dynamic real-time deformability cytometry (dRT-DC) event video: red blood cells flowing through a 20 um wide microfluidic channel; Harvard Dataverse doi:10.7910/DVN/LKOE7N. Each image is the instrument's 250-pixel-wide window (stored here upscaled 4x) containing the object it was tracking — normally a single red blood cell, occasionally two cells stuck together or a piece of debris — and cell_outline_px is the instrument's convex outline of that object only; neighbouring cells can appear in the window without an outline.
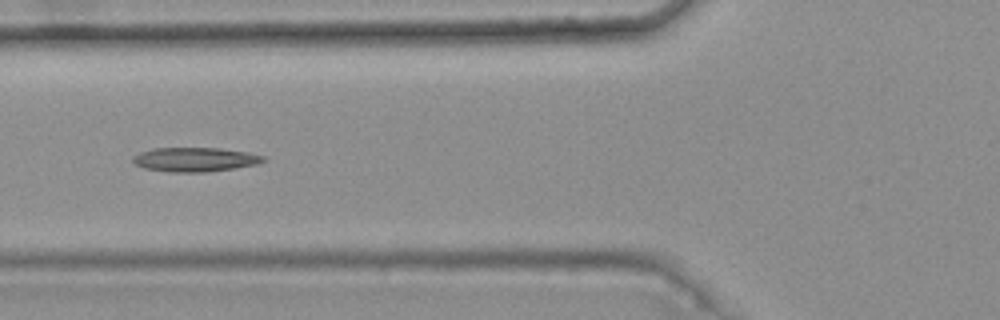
{"species": "common noctule bat (a hibernating species)", "species_latin": "Nyctalus noctula", "temperature_condition": "warm", "stored_images_in_passage": 5, "camera_frame_rate_fps": 3000, "um_per_image_px": 0.085, "animal": {"sex": "female", "body_mass_g": 25.1}, "frame": {"image": 1, "passage_image": 2, "time_ms": 0.333, "image_size_px": [1000, 320], "cell_outline_px": [[268, 160], [256, 164], [236, 168], [208, 172], [168, 172], [144, 168], [136, 164], [132, 160], [132, 156], [140, 152], [152, 148], [220, 148], [248, 152], [264, 156]], "centroid_in_image_um": [16.58, 13.56], "position_along_channel_um": 109.2, "area_um2": 18.55}}
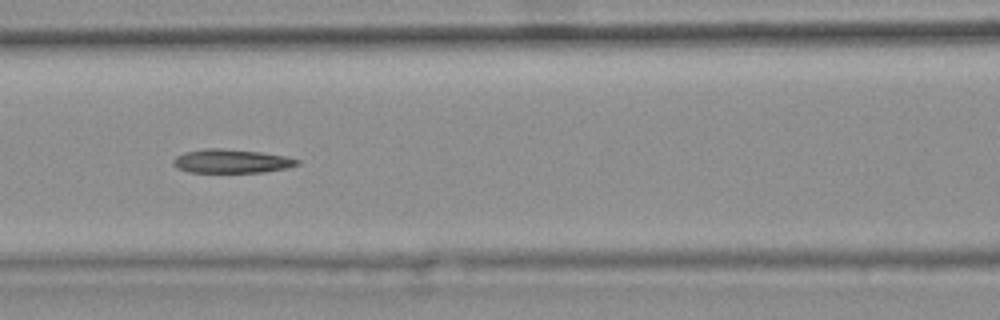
{"frame": {"image": 2, "passage_image": 3, "time_ms": 0.667, "image_size_px": [1000, 320], "cell_outline_px": [[300, 164], [284, 168], [264, 172], [188, 172], [176, 168], [172, 164], [172, 160], [176, 156], [184, 152], [204, 148], [224, 148], [260, 152], [288, 156], [300, 160]], "centroid_in_image_um": [19.64, 13.69], "position_along_channel_um": 147.0, "area_um2": 17.34}}